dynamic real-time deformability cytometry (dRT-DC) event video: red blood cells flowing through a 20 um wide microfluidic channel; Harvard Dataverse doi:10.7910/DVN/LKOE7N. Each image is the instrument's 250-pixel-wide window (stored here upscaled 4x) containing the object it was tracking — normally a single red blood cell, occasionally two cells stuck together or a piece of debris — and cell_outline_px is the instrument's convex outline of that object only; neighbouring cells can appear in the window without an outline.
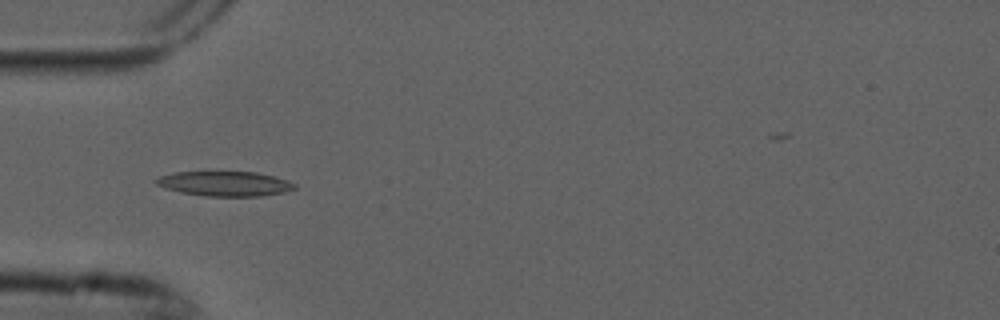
{"species": "common noctule bat (a hibernating species)", "species_latin": "Nyctalus noctula", "temperature_condition": "cold", "stored_images_in_passage": 12, "camera_frame_rate_fps": 3000, "um_per_image_px": 0.085, "animal": {"sex": "male", "forearm_length_mm": 52.5}, "frame": {"image": 1, "passage_image": 3, "time_ms": 0.667, "image_size_px": [1000, 320], "cell_outline_px": [[296, 188], [284, 192], [260, 196], [208, 196], [180, 192], [164, 188], [156, 184], [152, 180], [160, 176], [176, 172], [256, 172], [276, 176], [288, 180], [296, 184]], "centroid_in_image_um": [19.12, 15.61], "position_along_channel_um": 65.9, "area_um2": 20.06}}
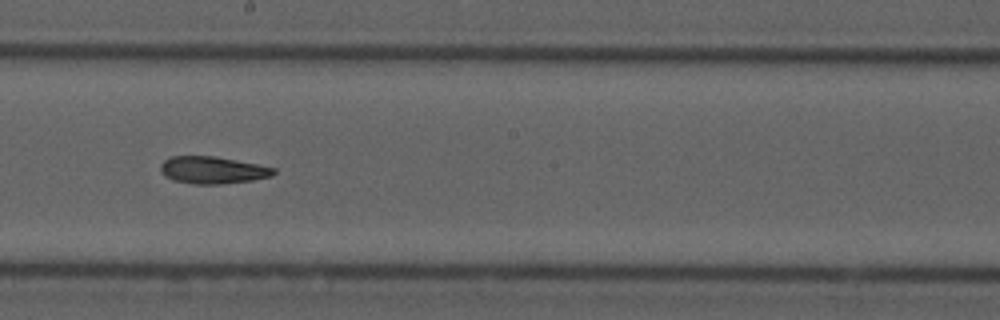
{"frame": {"image": 2, "passage_image": 7, "time_ms": 2.0, "image_size_px": [1000, 320], "cell_outline_px": [[276, 172], [272, 176], [252, 180], [220, 184], [196, 184], [172, 180], [164, 176], [160, 172], [160, 164], [164, 160], [172, 156], [216, 156], [276, 168]], "centroid_in_image_um": [18.05, 14.45], "position_along_channel_um": 230.2, "area_um2": 17.98}}
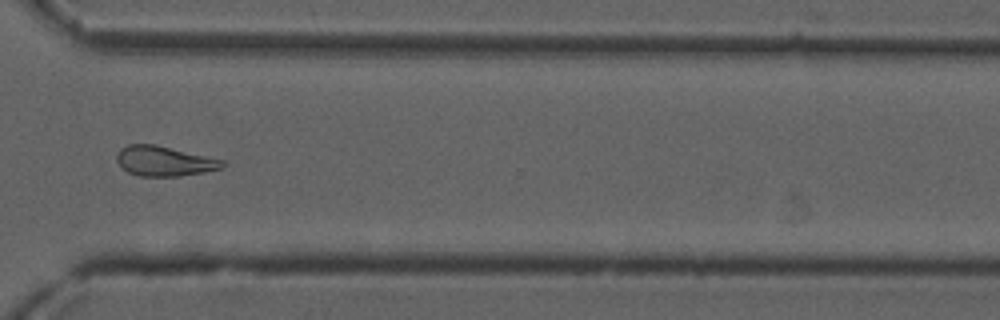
{"frame": {"image": 3, "passage_image": 10, "time_ms": 3.0, "image_size_px": [1000, 320], "cell_outline_px": [[228, 164], [224, 168], [204, 172], [180, 176], [140, 176], [128, 172], [116, 160], [116, 156], [120, 148], [128, 144], [156, 144], [224, 160]], "centroid_in_image_um": [14.0, 13.69], "position_along_channel_um": 356.6, "area_um2": 18.55}}